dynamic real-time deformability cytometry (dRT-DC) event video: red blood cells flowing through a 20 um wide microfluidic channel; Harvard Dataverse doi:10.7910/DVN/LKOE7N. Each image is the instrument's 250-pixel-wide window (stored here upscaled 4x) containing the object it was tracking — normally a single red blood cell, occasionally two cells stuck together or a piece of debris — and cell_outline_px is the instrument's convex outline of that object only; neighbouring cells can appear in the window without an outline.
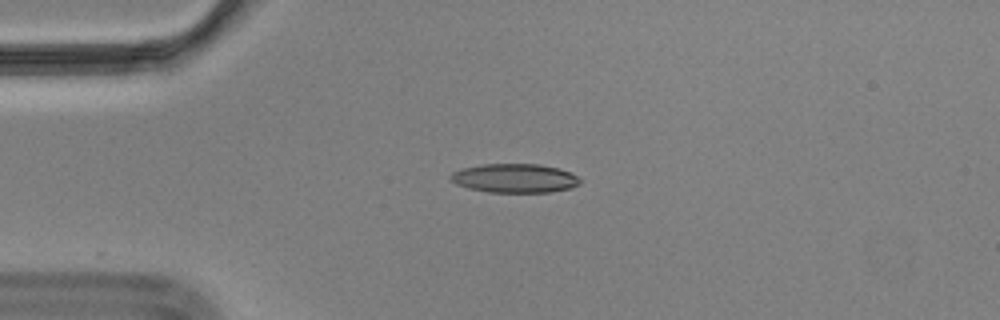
{"species": "Egyptian fruit bat (a non-hibernating species)", "species_latin": "Rousettus aegyptiacus", "temperature_condition": "cold", "stored_images_in_passage": 9, "camera_frame_rate_fps": 3000, "um_per_image_px": 0.085, "animal": {"sex": "male"}, "frame": {"image": 1, "passage_image": 1, "time_ms": 0.0, "image_size_px": [1000, 320], "cell_outline_px": [[580, 184], [572, 188], [548, 192], [488, 192], [468, 188], [456, 184], [448, 176], [452, 172], [464, 168], [480, 164], [540, 164], [560, 168], [576, 176], [580, 180]], "centroid_in_image_um": [43.74, 15.14], "position_along_channel_um": 41.3, "area_um2": 21.85}}